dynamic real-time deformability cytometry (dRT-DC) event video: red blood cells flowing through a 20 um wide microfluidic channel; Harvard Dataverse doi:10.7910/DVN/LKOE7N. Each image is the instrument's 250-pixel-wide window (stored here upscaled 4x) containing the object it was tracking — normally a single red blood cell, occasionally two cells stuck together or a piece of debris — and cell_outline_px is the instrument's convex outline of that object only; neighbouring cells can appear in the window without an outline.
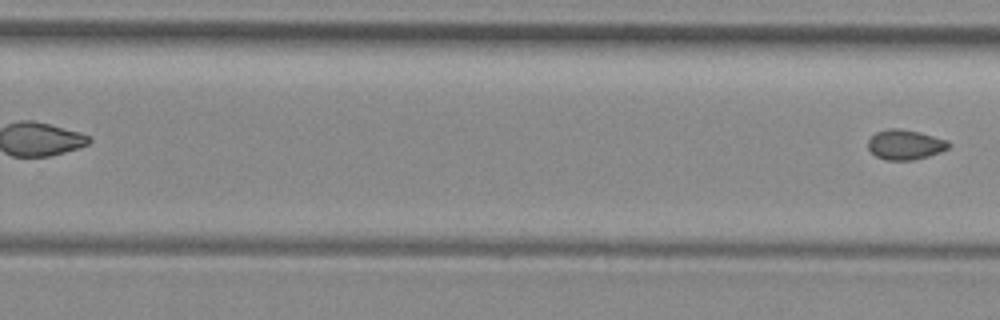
{"species": "common noctule bat (a hibernating species)", "species_latin": "Nyctalus noctula", "temperature_condition": "room temperature", "stored_images_in_passage": 11, "segment_of_instrument_passage": [2, 2], "camera_frame_rate_fps": 3000, "um_per_image_px": 0.085, "animal": {"sex": "female", "body_mass_g": 29.2, "forearm_length_mm": 56.3}, "frame": {"image": 1, "passage_image": 11, "time_ms": 3.333, "image_size_px": [1000, 320], "cell_outline_px": [[952, 144], [948, 148], [940, 152], [928, 156], [912, 160], [884, 160], [876, 156], [868, 148], [868, 140], [876, 132], [888, 128], [900, 128], [920, 132], [948, 140]], "centroid_in_image_um": [76.95, 12.29], "position_along_channel_um": 252.9, "area_um2": 14.16}}